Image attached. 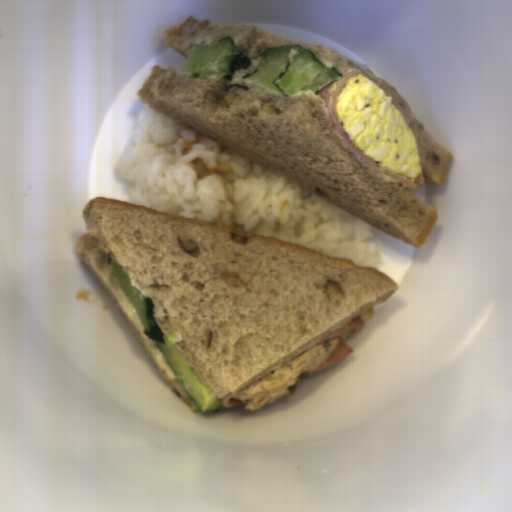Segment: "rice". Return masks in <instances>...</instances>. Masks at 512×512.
<instances>
[{
    "instance_id": "1",
    "label": "rice",
    "mask_w": 512,
    "mask_h": 512,
    "mask_svg": "<svg viewBox=\"0 0 512 512\" xmlns=\"http://www.w3.org/2000/svg\"><path fill=\"white\" fill-rule=\"evenodd\" d=\"M115 168L125 202L380 266L376 228L148 103Z\"/></svg>"
}]
</instances>
